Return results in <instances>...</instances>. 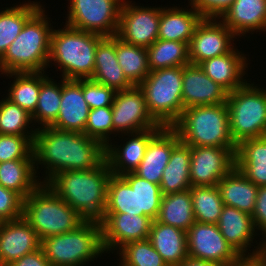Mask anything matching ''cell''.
Returning <instances> with one entry per match:
<instances>
[{"label": "cell", "instance_id": "39", "mask_svg": "<svg viewBox=\"0 0 266 266\" xmlns=\"http://www.w3.org/2000/svg\"><path fill=\"white\" fill-rule=\"evenodd\" d=\"M105 213L143 215L139 211L138 191L133 190L122 176H111L108 183Z\"/></svg>", "mask_w": 266, "mask_h": 266}, {"label": "cell", "instance_id": "3", "mask_svg": "<svg viewBox=\"0 0 266 266\" xmlns=\"http://www.w3.org/2000/svg\"><path fill=\"white\" fill-rule=\"evenodd\" d=\"M42 6L24 25L20 34L0 58V74L46 72L53 26ZM50 23V24H49Z\"/></svg>", "mask_w": 266, "mask_h": 266}, {"label": "cell", "instance_id": "32", "mask_svg": "<svg viewBox=\"0 0 266 266\" xmlns=\"http://www.w3.org/2000/svg\"><path fill=\"white\" fill-rule=\"evenodd\" d=\"M156 220L187 232L195 222L190 189L163 195Z\"/></svg>", "mask_w": 266, "mask_h": 266}, {"label": "cell", "instance_id": "21", "mask_svg": "<svg viewBox=\"0 0 266 266\" xmlns=\"http://www.w3.org/2000/svg\"><path fill=\"white\" fill-rule=\"evenodd\" d=\"M89 112L90 108L83 95L82 79L62 78L60 111L51 127L84 133Z\"/></svg>", "mask_w": 266, "mask_h": 266}, {"label": "cell", "instance_id": "30", "mask_svg": "<svg viewBox=\"0 0 266 266\" xmlns=\"http://www.w3.org/2000/svg\"><path fill=\"white\" fill-rule=\"evenodd\" d=\"M37 177L40 178L35 172L33 151L25 159L0 163V185L24 200L41 184L42 178Z\"/></svg>", "mask_w": 266, "mask_h": 266}, {"label": "cell", "instance_id": "37", "mask_svg": "<svg viewBox=\"0 0 266 266\" xmlns=\"http://www.w3.org/2000/svg\"><path fill=\"white\" fill-rule=\"evenodd\" d=\"M146 49L150 71L190 64L187 43L157 39Z\"/></svg>", "mask_w": 266, "mask_h": 266}, {"label": "cell", "instance_id": "2", "mask_svg": "<svg viewBox=\"0 0 266 266\" xmlns=\"http://www.w3.org/2000/svg\"><path fill=\"white\" fill-rule=\"evenodd\" d=\"M111 176L109 166L104 160L90 170L58 172L46 185L84 219L100 221L107 206L108 183Z\"/></svg>", "mask_w": 266, "mask_h": 266}, {"label": "cell", "instance_id": "50", "mask_svg": "<svg viewBox=\"0 0 266 266\" xmlns=\"http://www.w3.org/2000/svg\"><path fill=\"white\" fill-rule=\"evenodd\" d=\"M229 266H266V254L256 257H241L237 262Z\"/></svg>", "mask_w": 266, "mask_h": 266}, {"label": "cell", "instance_id": "14", "mask_svg": "<svg viewBox=\"0 0 266 266\" xmlns=\"http://www.w3.org/2000/svg\"><path fill=\"white\" fill-rule=\"evenodd\" d=\"M219 19L203 18L196 26L190 39L189 60L191 64L201 62L231 52L236 35Z\"/></svg>", "mask_w": 266, "mask_h": 266}, {"label": "cell", "instance_id": "34", "mask_svg": "<svg viewBox=\"0 0 266 266\" xmlns=\"http://www.w3.org/2000/svg\"><path fill=\"white\" fill-rule=\"evenodd\" d=\"M6 76L14 78L6 98L32 115L37 108L42 72H11Z\"/></svg>", "mask_w": 266, "mask_h": 266}, {"label": "cell", "instance_id": "47", "mask_svg": "<svg viewBox=\"0 0 266 266\" xmlns=\"http://www.w3.org/2000/svg\"><path fill=\"white\" fill-rule=\"evenodd\" d=\"M235 0H190L192 6L203 18L221 19Z\"/></svg>", "mask_w": 266, "mask_h": 266}, {"label": "cell", "instance_id": "23", "mask_svg": "<svg viewBox=\"0 0 266 266\" xmlns=\"http://www.w3.org/2000/svg\"><path fill=\"white\" fill-rule=\"evenodd\" d=\"M241 53V54H240ZM248 59L241 51L234 49L224 55L207 59L199 64L207 76L223 87L228 93L243 86L248 68Z\"/></svg>", "mask_w": 266, "mask_h": 266}, {"label": "cell", "instance_id": "9", "mask_svg": "<svg viewBox=\"0 0 266 266\" xmlns=\"http://www.w3.org/2000/svg\"><path fill=\"white\" fill-rule=\"evenodd\" d=\"M250 83L227 96L230 135L236 145L246 139L266 136V89Z\"/></svg>", "mask_w": 266, "mask_h": 266}, {"label": "cell", "instance_id": "18", "mask_svg": "<svg viewBox=\"0 0 266 266\" xmlns=\"http://www.w3.org/2000/svg\"><path fill=\"white\" fill-rule=\"evenodd\" d=\"M228 92L205 74L199 65L183 66L182 102L184 109L193 106L226 103Z\"/></svg>", "mask_w": 266, "mask_h": 266}, {"label": "cell", "instance_id": "16", "mask_svg": "<svg viewBox=\"0 0 266 266\" xmlns=\"http://www.w3.org/2000/svg\"><path fill=\"white\" fill-rule=\"evenodd\" d=\"M99 222L104 249L110 253L127 243L148 239L153 219L129 213H104Z\"/></svg>", "mask_w": 266, "mask_h": 266}, {"label": "cell", "instance_id": "20", "mask_svg": "<svg viewBox=\"0 0 266 266\" xmlns=\"http://www.w3.org/2000/svg\"><path fill=\"white\" fill-rule=\"evenodd\" d=\"M179 142L180 137L173 127H162L150 139L146 153L134 173L149 182L160 185L172 149Z\"/></svg>", "mask_w": 266, "mask_h": 266}, {"label": "cell", "instance_id": "27", "mask_svg": "<svg viewBox=\"0 0 266 266\" xmlns=\"http://www.w3.org/2000/svg\"><path fill=\"white\" fill-rule=\"evenodd\" d=\"M190 9L162 7L159 19L158 39L184 42L189 45L196 26L203 17L192 7Z\"/></svg>", "mask_w": 266, "mask_h": 266}, {"label": "cell", "instance_id": "13", "mask_svg": "<svg viewBox=\"0 0 266 266\" xmlns=\"http://www.w3.org/2000/svg\"><path fill=\"white\" fill-rule=\"evenodd\" d=\"M187 233L188 256L230 265L241 256L225 240L217 224L195 221Z\"/></svg>", "mask_w": 266, "mask_h": 266}, {"label": "cell", "instance_id": "1", "mask_svg": "<svg viewBox=\"0 0 266 266\" xmlns=\"http://www.w3.org/2000/svg\"><path fill=\"white\" fill-rule=\"evenodd\" d=\"M34 168H46L41 184L67 170H90L105 160V147L84 133L39 127L33 140ZM37 166V167H36Z\"/></svg>", "mask_w": 266, "mask_h": 266}, {"label": "cell", "instance_id": "48", "mask_svg": "<svg viewBox=\"0 0 266 266\" xmlns=\"http://www.w3.org/2000/svg\"><path fill=\"white\" fill-rule=\"evenodd\" d=\"M251 216L256 231L262 232L261 239L264 238L263 240L266 242V186L258 187L255 208Z\"/></svg>", "mask_w": 266, "mask_h": 266}, {"label": "cell", "instance_id": "19", "mask_svg": "<svg viewBox=\"0 0 266 266\" xmlns=\"http://www.w3.org/2000/svg\"><path fill=\"white\" fill-rule=\"evenodd\" d=\"M39 248V236L23 217L0 222V255L3 266Z\"/></svg>", "mask_w": 266, "mask_h": 266}, {"label": "cell", "instance_id": "11", "mask_svg": "<svg viewBox=\"0 0 266 266\" xmlns=\"http://www.w3.org/2000/svg\"><path fill=\"white\" fill-rule=\"evenodd\" d=\"M111 107L114 135L116 136L120 132L123 137V134L127 136L130 133L163 127L149 113L139 86L116 91Z\"/></svg>", "mask_w": 266, "mask_h": 266}, {"label": "cell", "instance_id": "41", "mask_svg": "<svg viewBox=\"0 0 266 266\" xmlns=\"http://www.w3.org/2000/svg\"><path fill=\"white\" fill-rule=\"evenodd\" d=\"M122 177L129 183L133 190L138 191L139 211L143 216L151 219L158 218L163 194L160 185L147 181L134 172L123 174Z\"/></svg>", "mask_w": 266, "mask_h": 266}, {"label": "cell", "instance_id": "31", "mask_svg": "<svg viewBox=\"0 0 266 266\" xmlns=\"http://www.w3.org/2000/svg\"><path fill=\"white\" fill-rule=\"evenodd\" d=\"M191 146L179 142L173 149L164 168L160 189L163 195L183 192L191 188L190 183Z\"/></svg>", "mask_w": 266, "mask_h": 266}, {"label": "cell", "instance_id": "24", "mask_svg": "<svg viewBox=\"0 0 266 266\" xmlns=\"http://www.w3.org/2000/svg\"><path fill=\"white\" fill-rule=\"evenodd\" d=\"M98 83L113 88L115 91L126 90L134 85L125 77L116 57V35L103 37L95 52L94 73L90 78Z\"/></svg>", "mask_w": 266, "mask_h": 266}, {"label": "cell", "instance_id": "22", "mask_svg": "<svg viewBox=\"0 0 266 266\" xmlns=\"http://www.w3.org/2000/svg\"><path fill=\"white\" fill-rule=\"evenodd\" d=\"M160 129H147L139 132L130 133L131 137L125 144L116 146L110 142L105 147V160L113 175L122 176L123 174L134 172L141 163L150 139ZM122 146V147H121Z\"/></svg>", "mask_w": 266, "mask_h": 266}, {"label": "cell", "instance_id": "26", "mask_svg": "<svg viewBox=\"0 0 266 266\" xmlns=\"http://www.w3.org/2000/svg\"><path fill=\"white\" fill-rule=\"evenodd\" d=\"M167 266H179L188 257L187 233L153 220L148 238Z\"/></svg>", "mask_w": 266, "mask_h": 266}, {"label": "cell", "instance_id": "25", "mask_svg": "<svg viewBox=\"0 0 266 266\" xmlns=\"http://www.w3.org/2000/svg\"><path fill=\"white\" fill-rule=\"evenodd\" d=\"M221 21L237 36L266 31V0H235Z\"/></svg>", "mask_w": 266, "mask_h": 266}, {"label": "cell", "instance_id": "33", "mask_svg": "<svg viewBox=\"0 0 266 266\" xmlns=\"http://www.w3.org/2000/svg\"><path fill=\"white\" fill-rule=\"evenodd\" d=\"M42 7L40 2L20 3L0 10V58L22 31L25 23Z\"/></svg>", "mask_w": 266, "mask_h": 266}, {"label": "cell", "instance_id": "44", "mask_svg": "<svg viewBox=\"0 0 266 266\" xmlns=\"http://www.w3.org/2000/svg\"><path fill=\"white\" fill-rule=\"evenodd\" d=\"M34 137L0 134V163L25 159L33 150Z\"/></svg>", "mask_w": 266, "mask_h": 266}, {"label": "cell", "instance_id": "38", "mask_svg": "<svg viewBox=\"0 0 266 266\" xmlns=\"http://www.w3.org/2000/svg\"><path fill=\"white\" fill-rule=\"evenodd\" d=\"M195 221L217 224L224 206L217 186H191Z\"/></svg>", "mask_w": 266, "mask_h": 266}, {"label": "cell", "instance_id": "36", "mask_svg": "<svg viewBox=\"0 0 266 266\" xmlns=\"http://www.w3.org/2000/svg\"><path fill=\"white\" fill-rule=\"evenodd\" d=\"M42 73V84L38 96L37 108L35 112L31 115L33 125L38 123L41 126L46 127L51 126L57 119L62 95V79L60 83H56L54 79L48 74Z\"/></svg>", "mask_w": 266, "mask_h": 266}, {"label": "cell", "instance_id": "42", "mask_svg": "<svg viewBox=\"0 0 266 266\" xmlns=\"http://www.w3.org/2000/svg\"><path fill=\"white\" fill-rule=\"evenodd\" d=\"M118 253L120 261L127 266H167L149 239L127 243Z\"/></svg>", "mask_w": 266, "mask_h": 266}, {"label": "cell", "instance_id": "35", "mask_svg": "<svg viewBox=\"0 0 266 266\" xmlns=\"http://www.w3.org/2000/svg\"><path fill=\"white\" fill-rule=\"evenodd\" d=\"M116 57L125 77L138 86L150 73L147 49L116 36Z\"/></svg>", "mask_w": 266, "mask_h": 266}, {"label": "cell", "instance_id": "45", "mask_svg": "<svg viewBox=\"0 0 266 266\" xmlns=\"http://www.w3.org/2000/svg\"><path fill=\"white\" fill-rule=\"evenodd\" d=\"M84 99L90 109L112 106L116 91L92 79H82Z\"/></svg>", "mask_w": 266, "mask_h": 266}, {"label": "cell", "instance_id": "8", "mask_svg": "<svg viewBox=\"0 0 266 266\" xmlns=\"http://www.w3.org/2000/svg\"><path fill=\"white\" fill-rule=\"evenodd\" d=\"M183 66L150 71L138 85L152 117L163 127H172L181 117Z\"/></svg>", "mask_w": 266, "mask_h": 266}, {"label": "cell", "instance_id": "10", "mask_svg": "<svg viewBox=\"0 0 266 266\" xmlns=\"http://www.w3.org/2000/svg\"><path fill=\"white\" fill-rule=\"evenodd\" d=\"M124 0H69L65 25L103 37L118 30L120 9Z\"/></svg>", "mask_w": 266, "mask_h": 266}, {"label": "cell", "instance_id": "53", "mask_svg": "<svg viewBox=\"0 0 266 266\" xmlns=\"http://www.w3.org/2000/svg\"><path fill=\"white\" fill-rule=\"evenodd\" d=\"M0 266H3V265H2V260H1V255H0Z\"/></svg>", "mask_w": 266, "mask_h": 266}, {"label": "cell", "instance_id": "43", "mask_svg": "<svg viewBox=\"0 0 266 266\" xmlns=\"http://www.w3.org/2000/svg\"><path fill=\"white\" fill-rule=\"evenodd\" d=\"M112 107L90 109L84 134L106 147L114 134ZM110 136V137H109Z\"/></svg>", "mask_w": 266, "mask_h": 266}, {"label": "cell", "instance_id": "28", "mask_svg": "<svg viewBox=\"0 0 266 266\" xmlns=\"http://www.w3.org/2000/svg\"><path fill=\"white\" fill-rule=\"evenodd\" d=\"M217 187L224 205L253 214L258 186L248 180L236 167L217 183Z\"/></svg>", "mask_w": 266, "mask_h": 266}, {"label": "cell", "instance_id": "49", "mask_svg": "<svg viewBox=\"0 0 266 266\" xmlns=\"http://www.w3.org/2000/svg\"><path fill=\"white\" fill-rule=\"evenodd\" d=\"M7 266H51V264L45 258L42 248H39L34 252L25 254L23 257L11 262Z\"/></svg>", "mask_w": 266, "mask_h": 266}, {"label": "cell", "instance_id": "52", "mask_svg": "<svg viewBox=\"0 0 266 266\" xmlns=\"http://www.w3.org/2000/svg\"><path fill=\"white\" fill-rule=\"evenodd\" d=\"M118 266H127V265H125L124 263H122V262L120 261Z\"/></svg>", "mask_w": 266, "mask_h": 266}, {"label": "cell", "instance_id": "46", "mask_svg": "<svg viewBox=\"0 0 266 266\" xmlns=\"http://www.w3.org/2000/svg\"><path fill=\"white\" fill-rule=\"evenodd\" d=\"M23 204L18 193L0 185V222L23 217Z\"/></svg>", "mask_w": 266, "mask_h": 266}, {"label": "cell", "instance_id": "40", "mask_svg": "<svg viewBox=\"0 0 266 266\" xmlns=\"http://www.w3.org/2000/svg\"><path fill=\"white\" fill-rule=\"evenodd\" d=\"M32 123L31 114L26 110L5 97L0 100V134L35 136L37 128H32Z\"/></svg>", "mask_w": 266, "mask_h": 266}, {"label": "cell", "instance_id": "4", "mask_svg": "<svg viewBox=\"0 0 266 266\" xmlns=\"http://www.w3.org/2000/svg\"><path fill=\"white\" fill-rule=\"evenodd\" d=\"M172 127L180 141L188 146L227 147L236 153L237 145L230 135L226 103L184 109Z\"/></svg>", "mask_w": 266, "mask_h": 266}, {"label": "cell", "instance_id": "5", "mask_svg": "<svg viewBox=\"0 0 266 266\" xmlns=\"http://www.w3.org/2000/svg\"><path fill=\"white\" fill-rule=\"evenodd\" d=\"M64 26L52 30L48 66L54 61L64 79H89L94 73L96 48L103 36Z\"/></svg>", "mask_w": 266, "mask_h": 266}, {"label": "cell", "instance_id": "12", "mask_svg": "<svg viewBox=\"0 0 266 266\" xmlns=\"http://www.w3.org/2000/svg\"><path fill=\"white\" fill-rule=\"evenodd\" d=\"M136 5L132 1H123L116 36L124 42L150 47L157 39L161 8Z\"/></svg>", "mask_w": 266, "mask_h": 266}, {"label": "cell", "instance_id": "17", "mask_svg": "<svg viewBox=\"0 0 266 266\" xmlns=\"http://www.w3.org/2000/svg\"><path fill=\"white\" fill-rule=\"evenodd\" d=\"M217 226L225 240L241 257H256L265 253L266 242L264 240L254 247L255 250L253 248L252 253L248 252V249L254 246L251 243L257 236L250 214L224 205Z\"/></svg>", "mask_w": 266, "mask_h": 266}, {"label": "cell", "instance_id": "7", "mask_svg": "<svg viewBox=\"0 0 266 266\" xmlns=\"http://www.w3.org/2000/svg\"><path fill=\"white\" fill-rule=\"evenodd\" d=\"M41 248L51 266H84L106 252L101 224L95 220H86L73 231L45 238Z\"/></svg>", "mask_w": 266, "mask_h": 266}, {"label": "cell", "instance_id": "29", "mask_svg": "<svg viewBox=\"0 0 266 266\" xmlns=\"http://www.w3.org/2000/svg\"><path fill=\"white\" fill-rule=\"evenodd\" d=\"M235 167L256 186H266V136L241 141L235 153Z\"/></svg>", "mask_w": 266, "mask_h": 266}, {"label": "cell", "instance_id": "51", "mask_svg": "<svg viewBox=\"0 0 266 266\" xmlns=\"http://www.w3.org/2000/svg\"><path fill=\"white\" fill-rule=\"evenodd\" d=\"M179 266H229L223 263L205 261L188 256Z\"/></svg>", "mask_w": 266, "mask_h": 266}, {"label": "cell", "instance_id": "15", "mask_svg": "<svg viewBox=\"0 0 266 266\" xmlns=\"http://www.w3.org/2000/svg\"><path fill=\"white\" fill-rule=\"evenodd\" d=\"M235 167V154L227 147L191 146V186H217Z\"/></svg>", "mask_w": 266, "mask_h": 266}, {"label": "cell", "instance_id": "6", "mask_svg": "<svg viewBox=\"0 0 266 266\" xmlns=\"http://www.w3.org/2000/svg\"><path fill=\"white\" fill-rule=\"evenodd\" d=\"M23 218L40 240L77 229L84 219L46 184H40L23 204Z\"/></svg>", "mask_w": 266, "mask_h": 266}]
</instances>
